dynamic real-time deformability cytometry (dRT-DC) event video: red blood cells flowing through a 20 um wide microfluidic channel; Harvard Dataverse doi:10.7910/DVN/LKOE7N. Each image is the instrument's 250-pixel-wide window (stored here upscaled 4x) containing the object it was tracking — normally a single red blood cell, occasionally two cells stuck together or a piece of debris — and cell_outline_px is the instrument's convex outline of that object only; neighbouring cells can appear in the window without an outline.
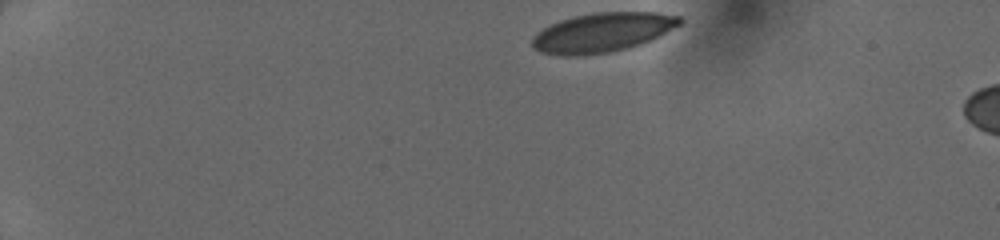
{"species": "human", "species_latin": "Homo sapiens", "temperature_condition": "cold", "stored_images_in_passage": 7, "camera_frame_rate_fps": 3000, "um_per_image_px": 0.085, "donor": {"sex": "female"}, "frame": {"image": 1, "passage_image": 1, "time_ms": 0.0, "image_size_px": [1000, 240], "cell_outline_px": [[684, 20], [680, 24], [640, 44], [628, 48], [608, 52], [572, 56], [560, 56], [540, 52], [532, 48], [532, 36], [536, 32], [548, 24], [572, 16], [592, 12], [656, 12], [680, 16]], "centroid_in_image_um": [51.12, 2.75], "position_along_channel_um": 33.9, "area_um2": 33.87}}